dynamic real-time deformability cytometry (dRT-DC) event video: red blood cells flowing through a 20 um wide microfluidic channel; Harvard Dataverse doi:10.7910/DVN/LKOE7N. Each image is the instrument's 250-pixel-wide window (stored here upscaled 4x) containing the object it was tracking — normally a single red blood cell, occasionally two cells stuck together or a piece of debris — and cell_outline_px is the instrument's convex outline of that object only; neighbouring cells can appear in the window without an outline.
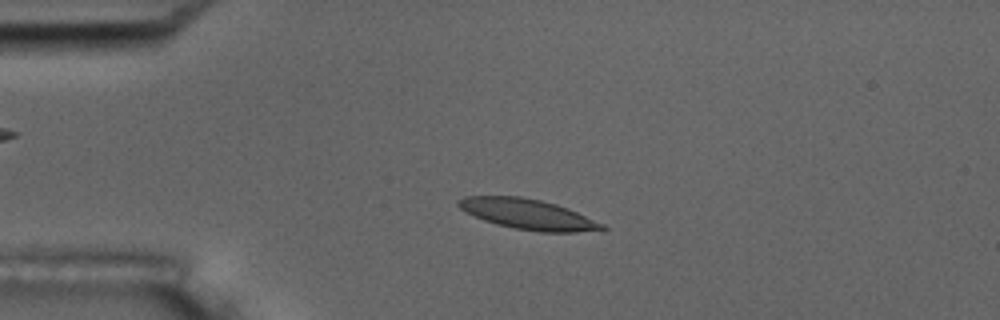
{"species": "common noctule bat (a hibernating species)", "species_latin": "Nyctalus noctula", "temperature_condition": "room temperature", "stored_images_in_passage": 48, "camera_frame_rate_fps": 3000, "um_per_image_px": 0.085, "animal": {"sex": "male", "body_mass_g": 17.5, "forearm_length_mm": 52.3}, "frame": {"image": 1, "passage_image": 6, "time_ms": 1.667, "image_size_px": [1000, 320], "cell_outline_px": [[608, 228], [604, 232], [540, 232], [516, 228], [496, 224], [484, 220], [460, 208], [456, 204], [456, 200], [464, 196], [520, 196], [540, 200], [556, 204], [568, 208], [604, 224]], "centroid_in_image_um": [44.95, 18.22], "position_along_channel_um": 40.1, "area_um2": 25.49}}
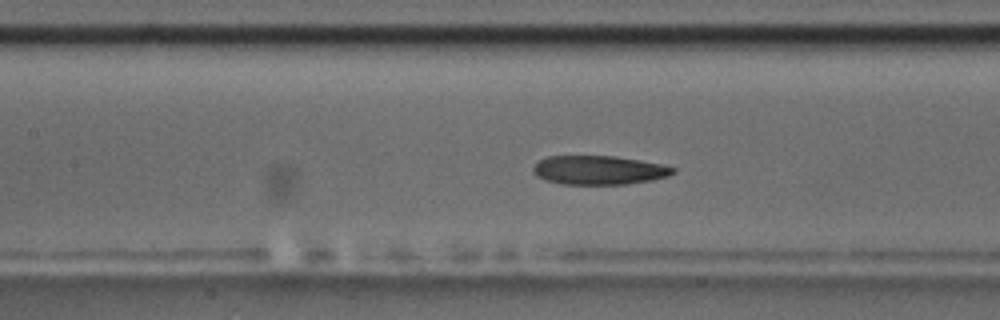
{"frame": {"image": 2, "passage_image": 18, "time_ms": 5.667, "image_size_px": [1000, 320], "cell_outline_px": [[676, 172], [668, 176], [652, 180], [628, 184], [560, 184], [544, 180], [536, 176], [532, 172], [532, 168], [540, 160], [548, 156], [616, 156], [640, 160], [660, 164], [676, 168]], "centroid_in_image_um": [50.9, 14.46], "position_along_channel_um": 156.5, "area_um2": 23.7}}
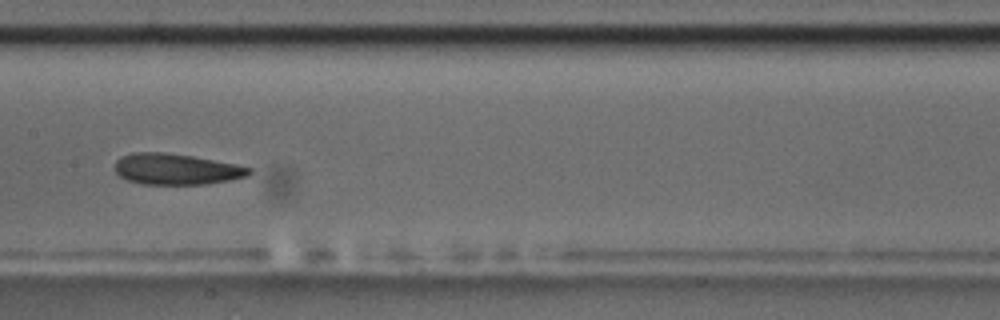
{"frame": {"image": 3, "passage_image": 21, "time_ms": 6.667, "image_size_px": [1000, 320], "cell_outline_px": [[252, 172], [248, 176], [228, 180], [204, 184], [140, 184], [128, 180], [120, 176], [116, 172], [116, 160], [120, 156], [132, 152], [164, 152], [192, 156], [236, 164], [252, 168]], "centroid_in_image_um": [14.97, 14.37], "position_along_channel_um": 192.4, "area_um2": 24.22}, "authors_computed_cell_mechanics": {"area_um2": 24.6517, "velocity_mm_per_s": 3.6263, "shape_relaxation_time_tau1_ms": 5.1673, "shape_relaxation_time_tau2_ms": 1.6552, "deformation_change_tau1": 0.1345, "deformation_change_tau2": 0.0716}}